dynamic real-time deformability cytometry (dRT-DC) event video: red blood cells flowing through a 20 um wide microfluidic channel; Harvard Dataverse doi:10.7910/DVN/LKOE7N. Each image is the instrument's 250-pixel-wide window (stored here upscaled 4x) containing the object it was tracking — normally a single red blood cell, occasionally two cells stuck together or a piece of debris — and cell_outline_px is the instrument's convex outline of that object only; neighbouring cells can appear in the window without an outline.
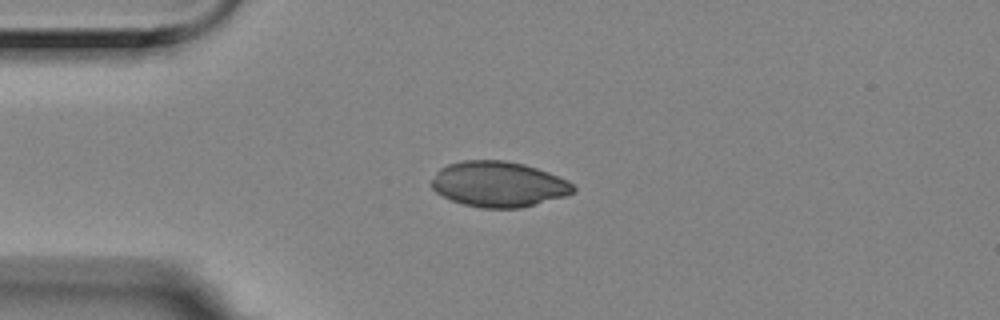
{"species": "Egyptian fruit bat (a non-hibernating species)", "species_latin": "Rousettus aegyptiacus", "temperature_condition": "room temperature", "stored_images_in_passage": 3, "camera_frame_rate_fps": 3000, "um_per_image_px": 0.085, "animal": {"sex": "female"}, "frame": {"image": 1, "passage_image": 3, "time_ms": 0.667, "image_size_px": [1000, 320], "cell_outline_px": [[576, 192], [564, 196], [536, 204], [520, 208], [480, 208], [464, 204], [452, 200], [436, 192], [428, 184], [436, 172], [440, 168], [448, 164], [464, 160], [504, 160], [524, 164], [548, 172], [568, 180], [576, 188]], "centroid_in_image_um": [42.36, 15.65], "position_along_channel_um": 42.6, "area_um2": 37.69}}